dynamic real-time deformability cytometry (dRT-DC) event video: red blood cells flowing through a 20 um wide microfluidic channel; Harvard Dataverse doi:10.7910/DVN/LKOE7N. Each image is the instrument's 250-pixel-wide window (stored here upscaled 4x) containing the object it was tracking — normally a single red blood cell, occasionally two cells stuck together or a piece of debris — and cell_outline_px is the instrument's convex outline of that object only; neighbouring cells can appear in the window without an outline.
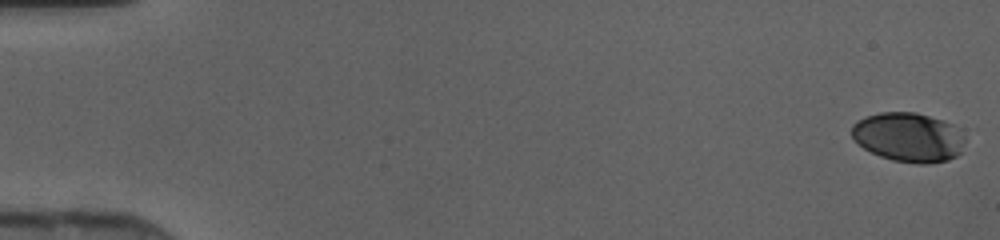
{"species": "human", "species_latin": "Homo sapiens", "temperature_condition": "cold", "stored_images_in_passage": 48, "segment_of_instrument_passage": [1, 2], "camera_frame_rate_fps": 3000, "um_per_image_px": 0.085, "donor": {"sex": "female"}, "frame": {"image": 1, "passage_image": 1, "time_ms": 0.0, "image_size_px": [1000, 240], "cell_outline_px": [[964, 140], [960, 152], [956, 156], [948, 160], [928, 164], [920, 164], [892, 160], [880, 156], [864, 148], [852, 136], [852, 124], [856, 120], [864, 116], [880, 112], [916, 112], [944, 120], [952, 124], [964, 136]], "centroid_in_image_um": [77.21, 11.65], "position_along_channel_um": 7.8, "area_um2": 32.6}}
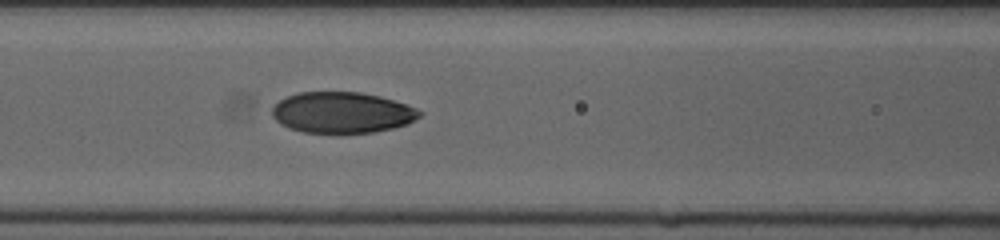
{"frame": {"image": 2, "passage_image": 21, "time_ms": 6.667, "image_size_px": [1000, 240], "cell_outline_px": [[424, 112], [420, 116], [408, 124], [392, 128], [372, 132], [340, 136], [336, 136], [304, 132], [280, 124], [272, 116], [272, 108], [280, 100], [296, 92], [360, 92], [380, 96], [408, 104]], "centroid_in_image_um": [29.09, 9.6], "position_along_channel_um": 137.5, "area_um2": 36.13}}
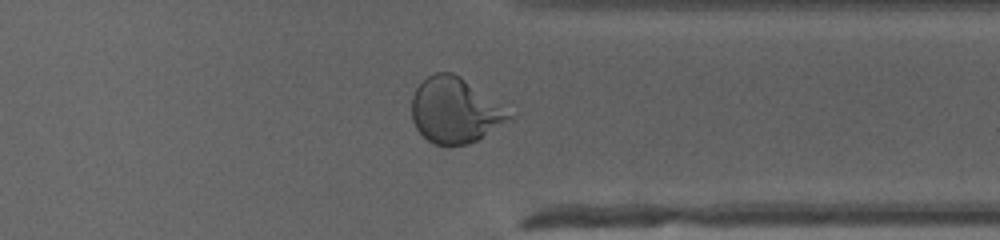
{"frame": {"image": 3, "passage_image": 37, "time_ms": 12.0, "image_size_px": [1000, 240], "cell_outline_px": [[516, 116], [476, 140], [468, 144], [448, 148], [432, 144], [416, 128], [412, 120], [412, 96], [416, 88], [428, 76], [436, 72], [452, 72], [460, 76]], "centroid_in_image_um": [38.64, 9.42], "position_along_channel_um": 372.8, "area_um2": 36.99}}